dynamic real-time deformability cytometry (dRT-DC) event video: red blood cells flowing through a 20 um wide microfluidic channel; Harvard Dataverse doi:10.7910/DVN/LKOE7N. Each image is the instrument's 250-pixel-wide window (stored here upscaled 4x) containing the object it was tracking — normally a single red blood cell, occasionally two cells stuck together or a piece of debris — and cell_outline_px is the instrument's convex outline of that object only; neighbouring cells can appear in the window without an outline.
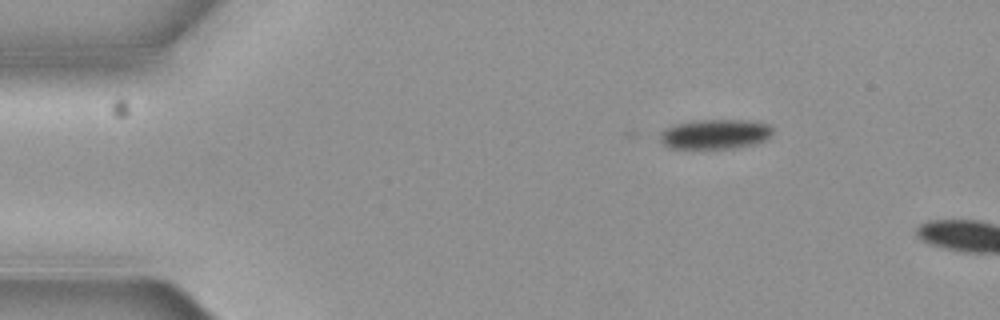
{"species": "common noctule bat (a hibernating species)", "species_latin": "Nyctalus noctula", "temperature_condition": "cold", "stored_images_in_passage": 2, "camera_frame_rate_fps": 3000, "um_per_image_px": 0.085, "animal": {"sex": "female", "body_mass_g": 19.3, "forearm_length_mm": 54.1}, "frame": {"image": 1, "passage_image": 1, "time_ms": 0.0, "image_size_px": [1000, 320], "cell_outline_px": [[772, 132], [764, 140], [752, 144], [732, 148], [672, 148], [664, 144], [660, 140], [660, 132], [664, 128], [676, 124], [696, 120], [744, 120], [768, 124], [772, 128]], "centroid_in_image_um": [60.74, 11.39], "position_along_channel_um": 24.3, "area_um2": 19.25}}